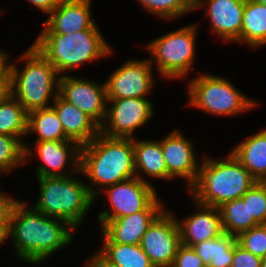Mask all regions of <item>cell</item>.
Listing matches in <instances>:
<instances>
[{
	"label": "cell",
	"instance_id": "7402d4cb",
	"mask_svg": "<svg viewBox=\"0 0 266 267\" xmlns=\"http://www.w3.org/2000/svg\"><path fill=\"white\" fill-rule=\"evenodd\" d=\"M231 153L257 182H266V129L243 140Z\"/></svg>",
	"mask_w": 266,
	"mask_h": 267
},
{
	"label": "cell",
	"instance_id": "6da1fadb",
	"mask_svg": "<svg viewBox=\"0 0 266 267\" xmlns=\"http://www.w3.org/2000/svg\"><path fill=\"white\" fill-rule=\"evenodd\" d=\"M26 205L19 201L14 207L8 235L13 240L16 256L37 265L69 245L75 228L65 220L49 217Z\"/></svg>",
	"mask_w": 266,
	"mask_h": 267
},
{
	"label": "cell",
	"instance_id": "d4e9b609",
	"mask_svg": "<svg viewBox=\"0 0 266 267\" xmlns=\"http://www.w3.org/2000/svg\"><path fill=\"white\" fill-rule=\"evenodd\" d=\"M252 48L266 44V5L245 0L241 29V42Z\"/></svg>",
	"mask_w": 266,
	"mask_h": 267
},
{
	"label": "cell",
	"instance_id": "9c48e42d",
	"mask_svg": "<svg viewBox=\"0 0 266 267\" xmlns=\"http://www.w3.org/2000/svg\"><path fill=\"white\" fill-rule=\"evenodd\" d=\"M104 189L111 210L107 209L99 213L98 220H113L147 210L158 199L154 186L137 177L118 182Z\"/></svg>",
	"mask_w": 266,
	"mask_h": 267
},
{
	"label": "cell",
	"instance_id": "ffe728a7",
	"mask_svg": "<svg viewBox=\"0 0 266 267\" xmlns=\"http://www.w3.org/2000/svg\"><path fill=\"white\" fill-rule=\"evenodd\" d=\"M52 107L58 114L66 137L80 147L90 143L100 133V126L91 117L59 94Z\"/></svg>",
	"mask_w": 266,
	"mask_h": 267
},
{
	"label": "cell",
	"instance_id": "8992f818",
	"mask_svg": "<svg viewBox=\"0 0 266 267\" xmlns=\"http://www.w3.org/2000/svg\"><path fill=\"white\" fill-rule=\"evenodd\" d=\"M37 179L40 196L32 207L49 217L67 221L75 229L80 227L95 201L88 186L73 175Z\"/></svg>",
	"mask_w": 266,
	"mask_h": 267
},
{
	"label": "cell",
	"instance_id": "60d3db41",
	"mask_svg": "<svg viewBox=\"0 0 266 267\" xmlns=\"http://www.w3.org/2000/svg\"><path fill=\"white\" fill-rule=\"evenodd\" d=\"M261 267H266V258L262 259Z\"/></svg>",
	"mask_w": 266,
	"mask_h": 267
},
{
	"label": "cell",
	"instance_id": "d6986e66",
	"mask_svg": "<svg viewBox=\"0 0 266 267\" xmlns=\"http://www.w3.org/2000/svg\"><path fill=\"white\" fill-rule=\"evenodd\" d=\"M194 203L200 211L178 221L181 244L190 247L224 233L219 208Z\"/></svg>",
	"mask_w": 266,
	"mask_h": 267
},
{
	"label": "cell",
	"instance_id": "ab89813d",
	"mask_svg": "<svg viewBox=\"0 0 266 267\" xmlns=\"http://www.w3.org/2000/svg\"><path fill=\"white\" fill-rule=\"evenodd\" d=\"M8 228L9 226H0V246L8 239Z\"/></svg>",
	"mask_w": 266,
	"mask_h": 267
},
{
	"label": "cell",
	"instance_id": "5b68a950",
	"mask_svg": "<svg viewBox=\"0 0 266 267\" xmlns=\"http://www.w3.org/2000/svg\"><path fill=\"white\" fill-rule=\"evenodd\" d=\"M34 46L59 74L111 55L112 48L97 26L71 34H39Z\"/></svg>",
	"mask_w": 266,
	"mask_h": 267
},
{
	"label": "cell",
	"instance_id": "2e32d148",
	"mask_svg": "<svg viewBox=\"0 0 266 267\" xmlns=\"http://www.w3.org/2000/svg\"><path fill=\"white\" fill-rule=\"evenodd\" d=\"M35 147L42 163L36 169L37 178L70 176L71 174L62 172L63 168L68 167L69 164L71 173L80 172L81 147L76 142L71 140L36 141Z\"/></svg>",
	"mask_w": 266,
	"mask_h": 267
},
{
	"label": "cell",
	"instance_id": "ba28073f",
	"mask_svg": "<svg viewBox=\"0 0 266 267\" xmlns=\"http://www.w3.org/2000/svg\"><path fill=\"white\" fill-rule=\"evenodd\" d=\"M196 25H187L161 35L147 46L152 54L151 64L157 65L163 78L180 79L190 73L195 57ZM153 62V63H152Z\"/></svg>",
	"mask_w": 266,
	"mask_h": 267
},
{
	"label": "cell",
	"instance_id": "b9f144b4",
	"mask_svg": "<svg viewBox=\"0 0 266 267\" xmlns=\"http://www.w3.org/2000/svg\"><path fill=\"white\" fill-rule=\"evenodd\" d=\"M254 1L266 5V0H254Z\"/></svg>",
	"mask_w": 266,
	"mask_h": 267
},
{
	"label": "cell",
	"instance_id": "484cf974",
	"mask_svg": "<svg viewBox=\"0 0 266 267\" xmlns=\"http://www.w3.org/2000/svg\"><path fill=\"white\" fill-rule=\"evenodd\" d=\"M37 133L36 141L69 140L56 110L52 107L36 109L28 113L27 133Z\"/></svg>",
	"mask_w": 266,
	"mask_h": 267
},
{
	"label": "cell",
	"instance_id": "603a6c76",
	"mask_svg": "<svg viewBox=\"0 0 266 267\" xmlns=\"http://www.w3.org/2000/svg\"><path fill=\"white\" fill-rule=\"evenodd\" d=\"M27 122L28 112L10 93L0 102V134L17 137L24 144L25 161L33 154L21 139L27 135Z\"/></svg>",
	"mask_w": 266,
	"mask_h": 267
},
{
	"label": "cell",
	"instance_id": "ac0fdd59",
	"mask_svg": "<svg viewBox=\"0 0 266 267\" xmlns=\"http://www.w3.org/2000/svg\"><path fill=\"white\" fill-rule=\"evenodd\" d=\"M91 0H61L44 22L41 34H71L96 26Z\"/></svg>",
	"mask_w": 266,
	"mask_h": 267
},
{
	"label": "cell",
	"instance_id": "9a60e30c",
	"mask_svg": "<svg viewBox=\"0 0 266 267\" xmlns=\"http://www.w3.org/2000/svg\"><path fill=\"white\" fill-rule=\"evenodd\" d=\"M162 153L167 166L168 175L181 177L187 181L190 189L196 182L199 174L200 166L197 163L194 148L182 132L174 130L160 140Z\"/></svg>",
	"mask_w": 266,
	"mask_h": 267
},
{
	"label": "cell",
	"instance_id": "d590c367",
	"mask_svg": "<svg viewBox=\"0 0 266 267\" xmlns=\"http://www.w3.org/2000/svg\"><path fill=\"white\" fill-rule=\"evenodd\" d=\"M32 5L49 15L61 2V0H28Z\"/></svg>",
	"mask_w": 266,
	"mask_h": 267
},
{
	"label": "cell",
	"instance_id": "8d00e7d4",
	"mask_svg": "<svg viewBox=\"0 0 266 267\" xmlns=\"http://www.w3.org/2000/svg\"><path fill=\"white\" fill-rule=\"evenodd\" d=\"M10 94V74L0 73V102Z\"/></svg>",
	"mask_w": 266,
	"mask_h": 267
},
{
	"label": "cell",
	"instance_id": "4316f807",
	"mask_svg": "<svg viewBox=\"0 0 266 267\" xmlns=\"http://www.w3.org/2000/svg\"><path fill=\"white\" fill-rule=\"evenodd\" d=\"M98 253L117 267H155L140 244L103 242V248Z\"/></svg>",
	"mask_w": 266,
	"mask_h": 267
},
{
	"label": "cell",
	"instance_id": "d6a6232c",
	"mask_svg": "<svg viewBox=\"0 0 266 267\" xmlns=\"http://www.w3.org/2000/svg\"><path fill=\"white\" fill-rule=\"evenodd\" d=\"M204 265L193 247L180 244L171 267H203Z\"/></svg>",
	"mask_w": 266,
	"mask_h": 267
},
{
	"label": "cell",
	"instance_id": "44dd1931",
	"mask_svg": "<svg viewBox=\"0 0 266 267\" xmlns=\"http://www.w3.org/2000/svg\"><path fill=\"white\" fill-rule=\"evenodd\" d=\"M133 149L135 159L136 177L144 182L145 179L140 176L142 171L149 177L157 179H171L167 172V166L162 153L160 141L138 140L133 138Z\"/></svg>",
	"mask_w": 266,
	"mask_h": 267
},
{
	"label": "cell",
	"instance_id": "f546056e",
	"mask_svg": "<svg viewBox=\"0 0 266 267\" xmlns=\"http://www.w3.org/2000/svg\"><path fill=\"white\" fill-rule=\"evenodd\" d=\"M149 13L174 19L193 10V0H137Z\"/></svg>",
	"mask_w": 266,
	"mask_h": 267
},
{
	"label": "cell",
	"instance_id": "277c9868",
	"mask_svg": "<svg viewBox=\"0 0 266 267\" xmlns=\"http://www.w3.org/2000/svg\"><path fill=\"white\" fill-rule=\"evenodd\" d=\"M20 59L26 60L22 70L17 68L16 64L8 62L10 93L28 113L51 107L47 102L50 99L54 102L57 98L60 79L58 76L61 75L34 46H30Z\"/></svg>",
	"mask_w": 266,
	"mask_h": 267
},
{
	"label": "cell",
	"instance_id": "52a82bcc",
	"mask_svg": "<svg viewBox=\"0 0 266 267\" xmlns=\"http://www.w3.org/2000/svg\"><path fill=\"white\" fill-rule=\"evenodd\" d=\"M188 84V105L213 115H236L256 106L255 101L220 76L203 73Z\"/></svg>",
	"mask_w": 266,
	"mask_h": 267
},
{
	"label": "cell",
	"instance_id": "30bf717a",
	"mask_svg": "<svg viewBox=\"0 0 266 267\" xmlns=\"http://www.w3.org/2000/svg\"><path fill=\"white\" fill-rule=\"evenodd\" d=\"M108 103L111 107H107V122L100 126V133L112 138L133 139L135 130L154 114L153 103L147 98L108 99Z\"/></svg>",
	"mask_w": 266,
	"mask_h": 267
},
{
	"label": "cell",
	"instance_id": "4dcf8cb0",
	"mask_svg": "<svg viewBox=\"0 0 266 267\" xmlns=\"http://www.w3.org/2000/svg\"><path fill=\"white\" fill-rule=\"evenodd\" d=\"M241 199L247 202L249 217L266 224V182H256Z\"/></svg>",
	"mask_w": 266,
	"mask_h": 267
},
{
	"label": "cell",
	"instance_id": "74e56055",
	"mask_svg": "<svg viewBox=\"0 0 266 267\" xmlns=\"http://www.w3.org/2000/svg\"><path fill=\"white\" fill-rule=\"evenodd\" d=\"M86 267H117L110 264L98 252L94 254L87 263Z\"/></svg>",
	"mask_w": 266,
	"mask_h": 267
},
{
	"label": "cell",
	"instance_id": "7c38bea8",
	"mask_svg": "<svg viewBox=\"0 0 266 267\" xmlns=\"http://www.w3.org/2000/svg\"><path fill=\"white\" fill-rule=\"evenodd\" d=\"M152 67L147 58L126 61L105 82L107 99L147 98L154 86Z\"/></svg>",
	"mask_w": 266,
	"mask_h": 267
},
{
	"label": "cell",
	"instance_id": "83f0119b",
	"mask_svg": "<svg viewBox=\"0 0 266 267\" xmlns=\"http://www.w3.org/2000/svg\"><path fill=\"white\" fill-rule=\"evenodd\" d=\"M219 208L223 231L238 236L241 232L259 225L253 217H249L247 202L241 198L223 203Z\"/></svg>",
	"mask_w": 266,
	"mask_h": 267
},
{
	"label": "cell",
	"instance_id": "e0dca14e",
	"mask_svg": "<svg viewBox=\"0 0 266 267\" xmlns=\"http://www.w3.org/2000/svg\"><path fill=\"white\" fill-rule=\"evenodd\" d=\"M205 3L212 33L227 42H240L245 0H193V10Z\"/></svg>",
	"mask_w": 266,
	"mask_h": 267
},
{
	"label": "cell",
	"instance_id": "8fae6325",
	"mask_svg": "<svg viewBox=\"0 0 266 267\" xmlns=\"http://www.w3.org/2000/svg\"><path fill=\"white\" fill-rule=\"evenodd\" d=\"M164 210L147 228L140 243L155 267H171L181 244L178 220Z\"/></svg>",
	"mask_w": 266,
	"mask_h": 267
},
{
	"label": "cell",
	"instance_id": "1f68e13d",
	"mask_svg": "<svg viewBox=\"0 0 266 267\" xmlns=\"http://www.w3.org/2000/svg\"><path fill=\"white\" fill-rule=\"evenodd\" d=\"M236 239L245 250L262 259L266 258V224H259L243 231Z\"/></svg>",
	"mask_w": 266,
	"mask_h": 267
},
{
	"label": "cell",
	"instance_id": "4fadbf2b",
	"mask_svg": "<svg viewBox=\"0 0 266 267\" xmlns=\"http://www.w3.org/2000/svg\"><path fill=\"white\" fill-rule=\"evenodd\" d=\"M58 94L91 117L99 126L103 124L108 104L106 83L97 84L67 74L61 75Z\"/></svg>",
	"mask_w": 266,
	"mask_h": 267
},
{
	"label": "cell",
	"instance_id": "7a4b0ae2",
	"mask_svg": "<svg viewBox=\"0 0 266 267\" xmlns=\"http://www.w3.org/2000/svg\"><path fill=\"white\" fill-rule=\"evenodd\" d=\"M80 172L91 184L90 194L97 199L99 192L118 182L136 177L132 138H112L99 133L80 149Z\"/></svg>",
	"mask_w": 266,
	"mask_h": 267
},
{
	"label": "cell",
	"instance_id": "3957f363",
	"mask_svg": "<svg viewBox=\"0 0 266 267\" xmlns=\"http://www.w3.org/2000/svg\"><path fill=\"white\" fill-rule=\"evenodd\" d=\"M203 157L198 178L189 189L193 201L201 205L218 208L241 198L257 182L231 152L225 160Z\"/></svg>",
	"mask_w": 266,
	"mask_h": 267
},
{
	"label": "cell",
	"instance_id": "836d02e7",
	"mask_svg": "<svg viewBox=\"0 0 266 267\" xmlns=\"http://www.w3.org/2000/svg\"><path fill=\"white\" fill-rule=\"evenodd\" d=\"M262 258L245 250L238 243L234 247L231 267H261Z\"/></svg>",
	"mask_w": 266,
	"mask_h": 267
},
{
	"label": "cell",
	"instance_id": "e575fe53",
	"mask_svg": "<svg viewBox=\"0 0 266 267\" xmlns=\"http://www.w3.org/2000/svg\"><path fill=\"white\" fill-rule=\"evenodd\" d=\"M18 202L19 200L5 195L0 189V226H9L12 212Z\"/></svg>",
	"mask_w": 266,
	"mask_h": 267
},
{
	"label": "cell",
	"instance_id": "f35d334b",
	"mask_svg": "<svg viewBox=\"0 0 266 267\" xmlns=\"http://www.w3.org/2000/svg\"><path fill=\"white\" fill-rule=\"evenodd\" d=\"M8 54L0 49V73H9L8 70Z\"/></svg>",
	"mask_w": 266,
	"mask_h": 267
},
{
	"label": "cell",
	"instance_id": "cb8c5ba5",
	"mask_svg": "<svg viewBox=\"0 0 266 267\" xmlns=\"http://www.w3.org/2000/svg\"><path fill=\"white\" fill-rule=\"evenodd\" d=\"M236 236L223 233L214 239H208L193 247L205 265L209 267H231Z\"/></svg>",
	"mask_w": 266,
	"mask_h": 267
},
{
	"label": "cell",
	"instance_id": "f1b7e54d",
	"mask_svg": "<svg viewBox=\"0 0 266 267\" xmlns=\"http://www.w3.org/2000/svg\"><path fill=\"white\" fill-rule=\"evenodd\" d=\"M24 163V144L17 137L0 134V173H10Z\"/></svg>",
	"mask_w": 266,
	"mask_h": 267
},
{
	"label": "cell",
	"instance_id": "5bb4252c",
	"mask_svg": "<svg viewBox=\"0 0 266 267\" xmlns=\"http://www.w3.org/2000/svg\"><path fill=\"white\" fill-rule=\"evenodd\" d=\"M157 199L147 210L113 220H99L103 242L140 244L147 228L165 210Z\"/></svg>",
	"mask_w": 266,
	"mask_h": 267
}]
</instances>
